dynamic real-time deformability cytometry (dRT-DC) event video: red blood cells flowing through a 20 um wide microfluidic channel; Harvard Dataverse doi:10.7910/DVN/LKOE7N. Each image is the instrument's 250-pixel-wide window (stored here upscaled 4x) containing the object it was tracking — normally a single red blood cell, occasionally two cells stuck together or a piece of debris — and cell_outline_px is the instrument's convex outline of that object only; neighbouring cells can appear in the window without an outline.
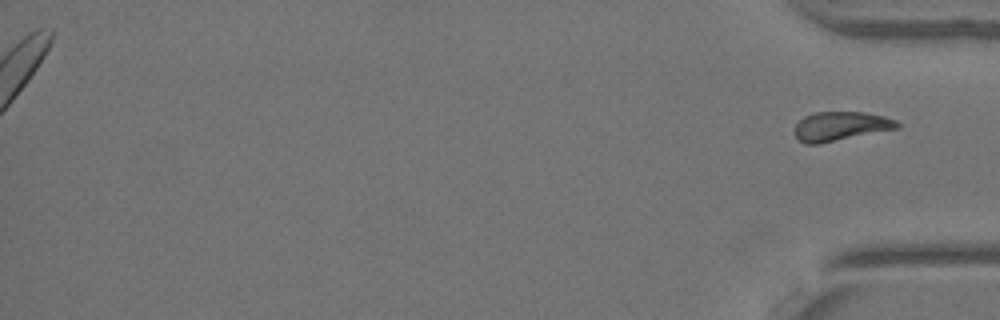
{"species": "Egyptian fruit bat (a non-hibernating species)", "species_latin": "Rousettus aegyptiacus", "temperature_condition": "warm", "stored_images_in_passage": 31, "segment_of_instrument_passage": [2, 2], "camera_frame_rate_fps": 3000, "um_per_image_px": 0.085, "animal": {"sex": "female"}, "frame": {"image": 1, "passage_image": 31, "time_ms": 10.0, "image_size_px": [1000, 320], "cell_outline_px": [[900, 124], [896, 128], [816, 144], [804, 144], [796, 140], [796, 124], [804, 116], [816, 112], [864, 112], [884, 116], [896, 120]], "centroid_in_image_um": [71.41, 10.72], "position_along_channel_um": 363.8, "area_um2": 17.05}}